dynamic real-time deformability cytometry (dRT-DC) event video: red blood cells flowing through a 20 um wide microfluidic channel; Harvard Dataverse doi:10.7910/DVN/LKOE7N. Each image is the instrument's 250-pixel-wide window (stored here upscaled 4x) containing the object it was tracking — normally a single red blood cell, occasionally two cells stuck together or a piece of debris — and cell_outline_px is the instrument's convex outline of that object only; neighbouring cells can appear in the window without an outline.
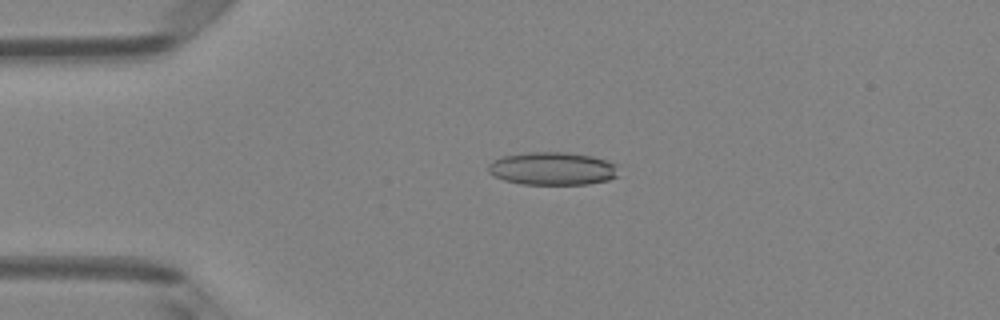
{"species": "Egyptian fruit bat (a non-hibernating species)", "species_latin": "Rousettus aegyptiacus", "temperature_condition": "room temperature", "stored_images_in_passage": 8, "camera_frame_rate_fps": 3000, "um_per_image_px": 0.085, "animal": {"sex": "female"}, "frame": {"image": 1, "passage_image": 4, "time_ms": 1.0, "image_size_px": [1000, 320], "cell_outline_px": [[620, 176], [608, 180], [588, 184], [520, 184], [504, 180], [488, 172], [488, 164], [492, 160], [504, 156], [528, 152], [568, 152], [592, 156], [620, 164]], "centroid_in_image_um": [47.04, 14.33], "position_along_channel_um": 38.0, "area_um2": 25.43}}
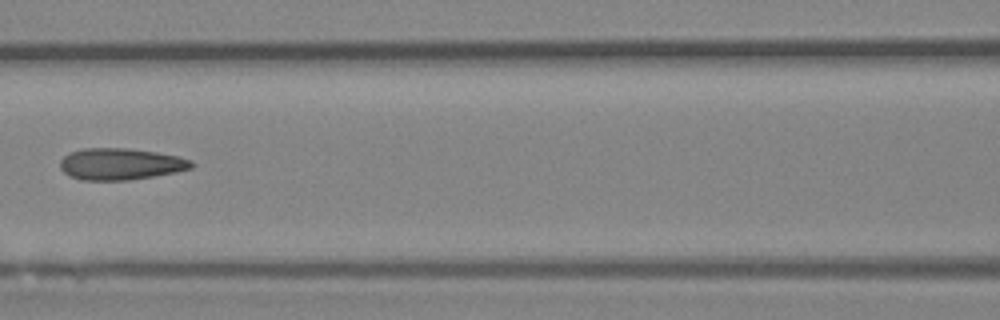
{"frame": {"image": 2, "passage_image": 7, "time_ms": 2.0, "image_size_px": [1000, 320], "cell_outline_px": [[196, 164], [192, 168], [176, 172], [128, 180], [80, 180], [68, 176], [60, 168], [60, 160], [64, 156], [72, 152], [84, 148], [128, 148], [156, 152], [176, 156], [192, 160]], "centroid_in_image_um": [10.24, 13.94], "position_along_channel_um": 156.4, "area_um2": 24.22}}
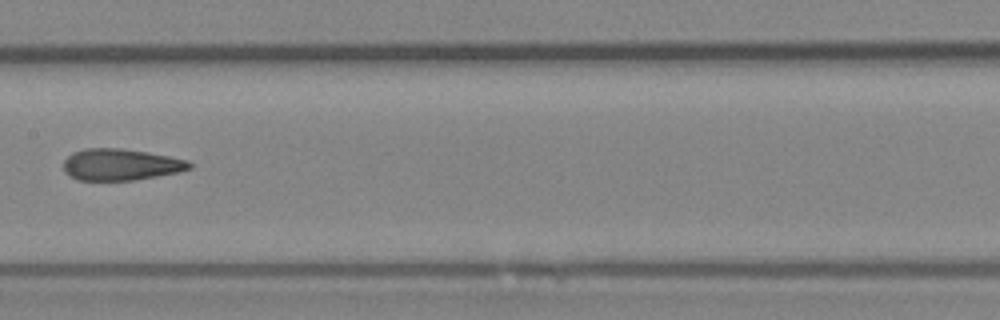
{"frame": {"image": 3, "passage_image": 8, "time_ms": 2.333, "image_size_px": [1000, 320], "cell_outline_px": [[192, 168], [176, 172], [156, 176], [132, 180], [80, 180], [64, 172], [64, 160], [72, 152], [84, 148], [120, 148], [148, 152], [188, 160], [192, 164]], "centroid_in_image_um": [10.25, 13.97], "position_along_channel_um": 197.2, "area_um2": 23.0}}